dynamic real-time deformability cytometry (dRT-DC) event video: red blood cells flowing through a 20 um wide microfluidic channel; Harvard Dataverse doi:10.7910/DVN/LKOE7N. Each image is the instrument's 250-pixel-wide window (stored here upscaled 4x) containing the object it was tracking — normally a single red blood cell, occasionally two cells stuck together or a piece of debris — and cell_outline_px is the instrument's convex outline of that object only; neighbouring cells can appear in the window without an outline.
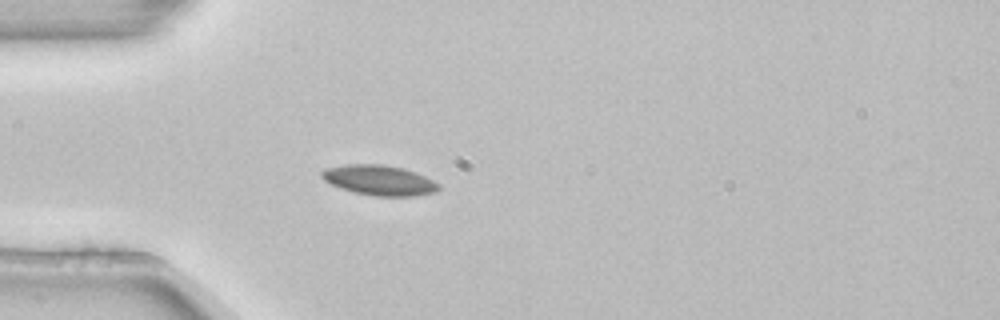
{"species": "common noctule bat (a hibernating species)", "species_latin": "Nyctalus noctula", "temperature_condition": "room temperature", "stored_images_in_passage": 3, "camera_frame_rate_fps": 3000, "um_per_image_px": 0.085, "animal": {"sex": "female", "body_mass_g": 22.7, "forearm_length_mm": 54.2}, "frame": {"image": 1, "passage_image": 3, "time_ms": 0.667, "image_size_px": [1000, 320], "cell_outline_px": [[440, 188], [436, 192], [416, 196], [376, 196], [356, 192], [340, 188], [324, 180], [320, 176], [320, 172], [324, 168], [348, 164], [380, 164], [400, 168], [424, 176], [440, 184]], "centroid_in_image_um": [32.22, 15.32], "position_along_channel_um": 52.8, "area_um2": 20.35}}